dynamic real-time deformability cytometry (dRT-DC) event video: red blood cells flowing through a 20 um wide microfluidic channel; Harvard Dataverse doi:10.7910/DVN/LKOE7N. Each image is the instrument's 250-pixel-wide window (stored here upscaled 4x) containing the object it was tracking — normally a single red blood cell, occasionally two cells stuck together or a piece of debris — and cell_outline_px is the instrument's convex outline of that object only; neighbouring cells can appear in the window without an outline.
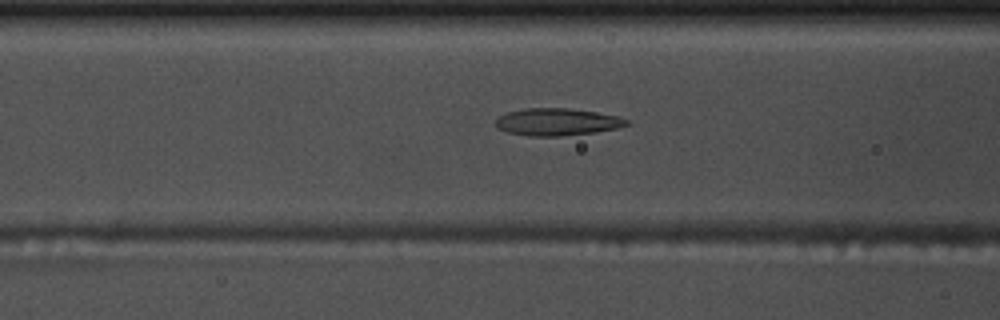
{"species": "common noctule bat (a hibernating species)", "species_latin": "Nyctalus noctula", "temperature_condition": "warm", "stored_images_in_passage": 44, "camera_frame_rate_fps": 3000, "um_per_image_px": 0.085, "animal": {"sex": "male", "body_mass_g": 17.5, "forearm_length_mm": 52.3}, "frame": {"image": 1, "passage_image": 18, "time_ms": 5.667, "image_size_px": [1000, 320], "cell_outline_px": [[632, 124], [616, 128], [596, 132], [560, 136], [532, 136], [508, 132], [496, 128], [496, 120], [500, 116], [508, 112], [524, 108], [568, 108], [596, 112], [620, 116], [628, 120]], "centroid_in_image_um": [47.39, 10.36], "position_along_channel_um": 119.2, "area_um2": 20.81}}
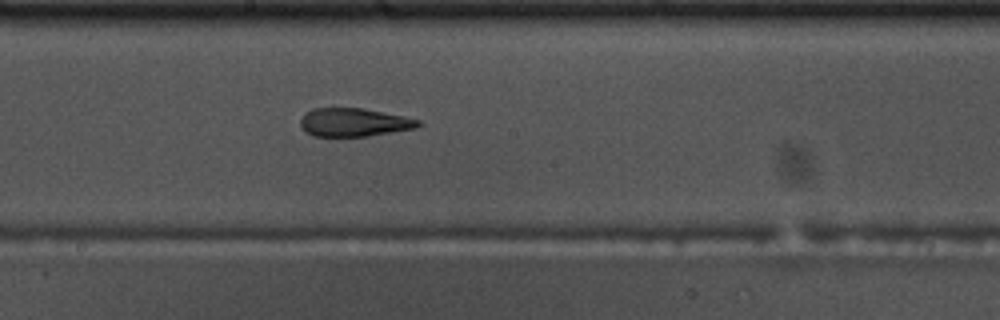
{"frame": {"image": 2, "passage_image": 26, "time_ms": 8.333, "image_size_px": [1000, 320], "cell_outline_px": [[420, 124], [416, 128], [368, 136], [312, 136], [300, 124], [300, 116], [312, 108], [364, 108], [404, 116], [420, 120]], "centroid_in_image_um": [30.08, 10.39], "position_along_channel_um": 218.1, "area_um2": 19.42}}
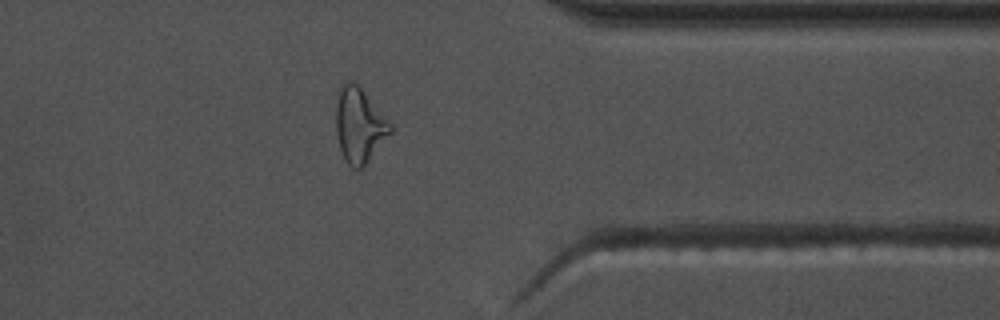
{"frame": {"image": 3, "passage_image": 40, "time_ms": 13.0, "image_size_px": [1000, 320], "cell_outline_px": [[392, 132], [364, 164], [360, 168], [352, 168], [344, 160], [340, 148], [336, 132], [336, 104], [340, 88], [344, 80], [348, 80], [356, 84], [364, 92], [392, 124]], "centroid_in_image_um": [30.52, 10.64], "position_along_channel_um": 380.9, "area_um2": 23.24}, "authors_computed_cell_mechanics": {"area_um2": 21.0103, "velocity_mm_per_s": 3.7176, "shape_relaxation_time_tau1_ms": null, "shape_relaxation_time_tau2_ms": 2.8891, "deformation_change_tau1": null, "deformation_change_tau2": 0.1223}}